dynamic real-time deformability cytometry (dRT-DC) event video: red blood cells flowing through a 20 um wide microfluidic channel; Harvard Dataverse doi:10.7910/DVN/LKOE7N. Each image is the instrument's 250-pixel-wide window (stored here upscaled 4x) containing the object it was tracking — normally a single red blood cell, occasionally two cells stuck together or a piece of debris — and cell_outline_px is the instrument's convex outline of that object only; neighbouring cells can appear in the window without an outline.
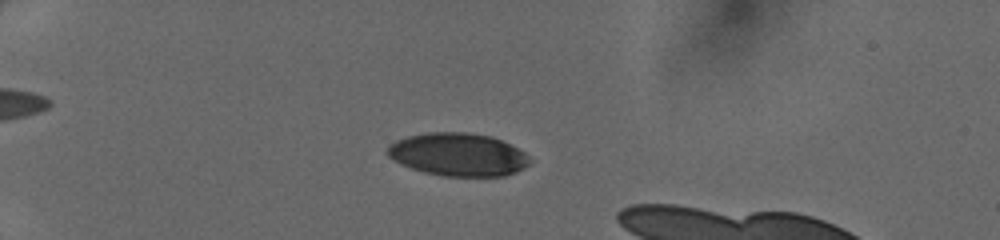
{"species": "human", "species_latin": "Homo sapiens", "temperature_condition": "cold", "stored_images_in_passage": 41, "camera_frame_rate_fps": 3000, "um_per_image_px": 0.085, "donor": {"sex": "female"}, "frame": {"image": 1, "passage_image": 9, "time_ms": 2.667, "image_size_px": [1000, 240], "cell_outline_px": [[532, 160], [524, 168], [516, 172], [504, 176], [444, 176], [424, 172], [400, 164], [388, 156], [388, 148], [396, 140], [408, 136], [428, 132], [468, 132], [492, 136], [524, 152]], "centroid_in_image_um": [38.95, 13.14], "position_along_channel_um": 46.0, "area_um2": 35.49}}
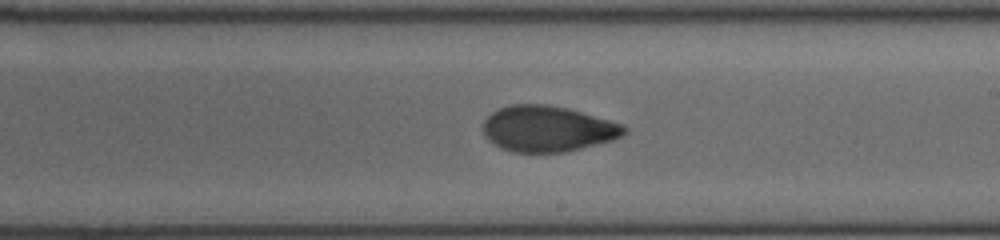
{"frame": {"image": 2, "passage_image": 26, "time_ms": 8.333, "image_size_px": [1000, 240], "cell_outline_px": [[628, 132], [624, 136], [612, 140], [564, 152], [512, 152], [500, 148], [488, 140], [484, 136], [484, 120], [492, 112], [500, 108], [512, 104], [548, 104], [568, 108], [624, 124], [628, 128]], "centroid_in_image_um": [46.57, 10.94], "position_along_channel_um": 242.4, "area_um2": 37.86}}
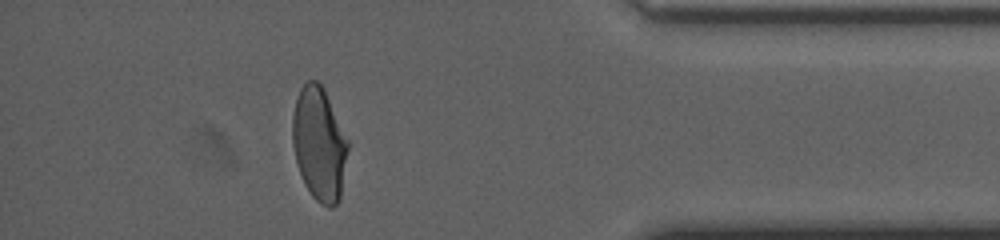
{"frame": {"image": 3, "passage_image": 39, "time_ms": 12.667, "image_size_px": [1000, 240], "cell_outline_px": [[348, 148], [340, 200], [332, 208], [328, 208], [320, 204], [312, 196], [304, 184], [296, 160], [292, 144], [292, 116], [296, 100], [300, 88], [308, 80], [316, 80], [324, 88], [348, 140]], "centroid_in_image_um": [27.13, 12.25], "position_along_channel_um": 408.1, "area_um2": 36.7}}